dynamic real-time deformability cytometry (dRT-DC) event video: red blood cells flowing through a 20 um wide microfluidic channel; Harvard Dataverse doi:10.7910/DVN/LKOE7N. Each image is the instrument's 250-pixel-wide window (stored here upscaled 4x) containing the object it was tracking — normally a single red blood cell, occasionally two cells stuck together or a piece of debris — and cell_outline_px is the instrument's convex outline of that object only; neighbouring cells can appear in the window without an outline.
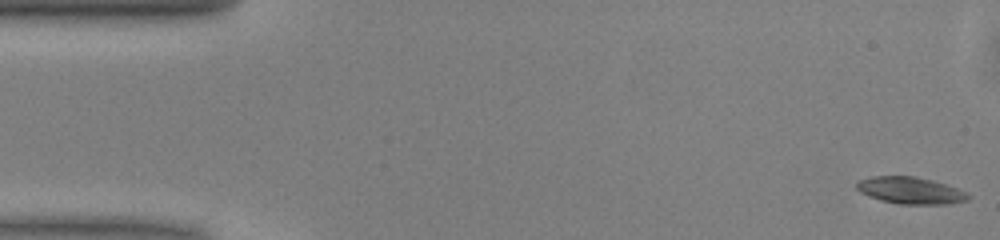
{"species": "common noctule bat (a hibernating species)", "species_latin": "Nyctalus noctula", "temperature_condition": "warm", "stored_images_in_passage": 50, "camera_frame_rate_fps": 3000, "um_per_image_px": 0.085, "animal": {"sex": "male", "body_mass_g": 13.0, "forearm_length_mm": 53.1}, "frame": {"image": 1, "passage_image": 1, "time_ms": 0.0, "image_size_px": [1000, 240], "cell_outline_px": [[972, 196], [968, 200], [944, 204], [900, 204], [880, 200], [868, 196], [860, 192], [856, 188], [856, 184], [860, 180], [872, 176], [916, 176], [932, 180], [968, 192]], "centroid_in_image_um": [77.39, 16.19], "position_along_channel_um": 7.6, "area_um2": 17.46}}
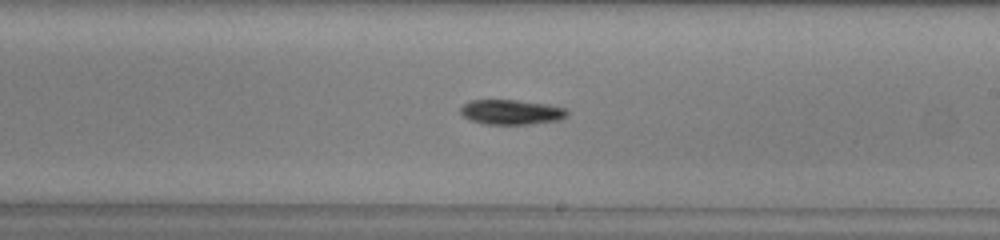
{"frame": {"image": 2, "passage_image": 28, "time_ms": 9.0, "image_size_px": [1000, 240], "cell_outline_px": [[568, 116], [560, 120], [528, 124], [484, 124], [472, 120], [464, 116], [460, 112], [460, 108], [468, 100], [516, 100], [548, 104], [564, 108], [568, 112]], "centroid_in_image_um": [43.47, 9.52], "position_along_channel_um": 245.5, "area_um2": 15.43}}
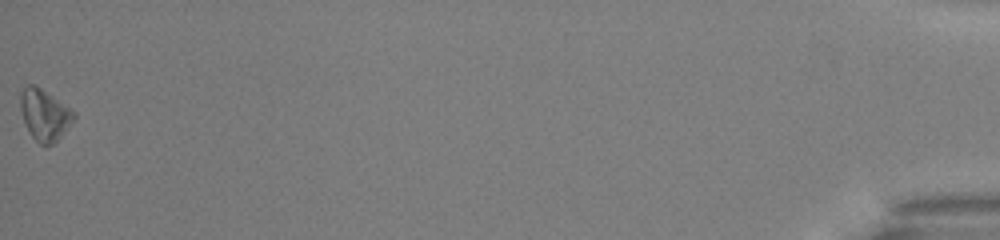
{"frame": {"image": 3, "passage_image": 50, "time_ms": 16.333, "image_size_px": [1000, 240], "cell_outline_px": [[76, 116], [64, 132], [48, 148], [44, 148], [28, 132], [20, 108], [20, 92], [28, 84], [32, 84], [40, 88], [76, 112]], "centroid_in_image_um": [3.77, 9.79], "position_along_channel_um": 431.4, "area_um2": 15.84}, "authors_computed_cell_mechanics": {"area_um2": 15.7505, "velocity_mm_per_s": 4.0502, "shape_relaxation_time_tau1_ms": 1.4828, "shape_relaxation_time_tau2_ms": null, "deformation_change_tau1": 0.1108, "deformation_change_tau2": null}}